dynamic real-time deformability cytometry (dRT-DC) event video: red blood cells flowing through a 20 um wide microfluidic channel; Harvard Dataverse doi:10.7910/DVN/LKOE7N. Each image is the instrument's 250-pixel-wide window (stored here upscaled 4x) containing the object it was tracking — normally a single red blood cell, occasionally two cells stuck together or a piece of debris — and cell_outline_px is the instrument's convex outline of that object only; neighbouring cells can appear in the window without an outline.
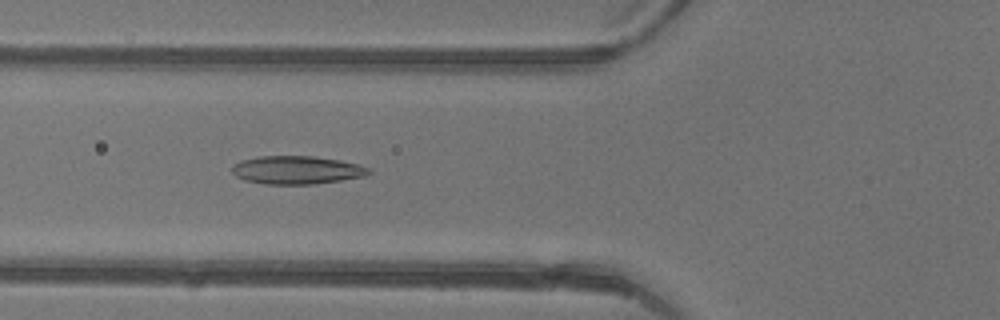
{"species": "common noctule bat (a hibernating species)", "species_latin": "Nyctalus noctula", "temperature_condition": "warm", "stored_images_in_passage": 14, "camera_frame_rate_fps": 3000, "um_per_image_px": 0.085, "animal": {"sex": "female"}, "frame": {"image": 1, "passage_image": 8, "time_ms": 2.333, "image_size_px": [1000, 320], "cell_outline_px": [[372, 172], [364, 176], [316, 184], [264, 184], [244, 180], [236, 176], [232, 172], [232, 164], [240, 160], [260, 156], [312, 156], [340, 160], [356, 164], [368, 168]], "centroid_in_image_um": [25.17, 14.45], "position_along_channel_um": 100.6, "area_um2": 22.43}}
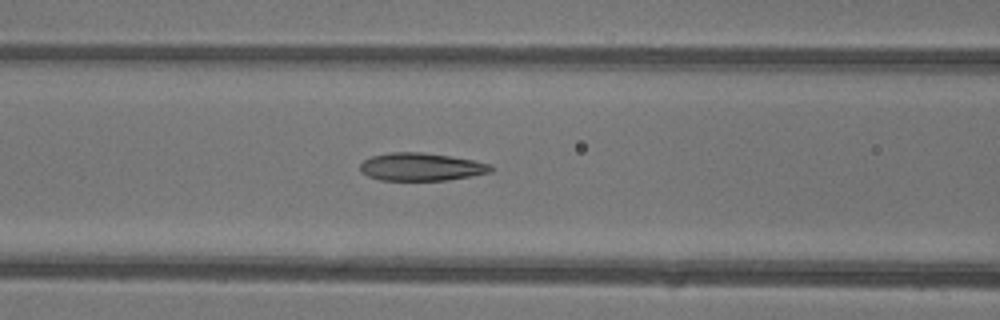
{"frame": {"image": 2, "passage_image": 10, "time_ms": 3.0, "image_size_px": [1000, 320], "cell_outline_px": [[492, 172], [472, 176], [448, 180], [380, 180], [368, 176], [360, 172], [360, 164], [364, 160], [372, 156], [388, 152], [424, 152], [472, 160], [488, 164], [492, 168]], "centroid_in_image_um": [35.76, 14.18], "position_along_channel_um": 130.8, "area_um2": 21.15}}